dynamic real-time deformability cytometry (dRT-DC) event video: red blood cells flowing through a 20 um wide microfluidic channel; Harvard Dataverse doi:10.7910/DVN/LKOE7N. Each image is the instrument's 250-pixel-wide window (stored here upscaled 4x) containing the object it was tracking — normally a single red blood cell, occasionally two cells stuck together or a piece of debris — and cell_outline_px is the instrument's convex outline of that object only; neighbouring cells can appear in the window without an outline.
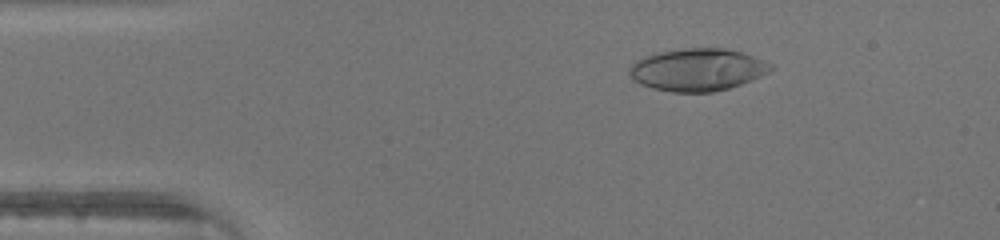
{"species": "human", "species_latin": "Homo sapiens", "temperature_condition": "warm", "stored_images_in_passage": 41, "camera_frame_rate_fps": 3000, "um_per_image_px": 0.085, "donor": {"sex": "male"}, "frame": {"image": 1, "passage_image": 2, "time_ms": 0.333, "image_size_px": [1000, 240], "cell_outline_px": [[772, 68], [768, 72], [752, 80], [728, 88], [712, 92], [672, 92], [652, 88], [640, 84], [628, 72], [628, 68], [636, 60], [644, 56], [660, 52], [680, 48], [724, 48], [740, 52], [752, 56], [772, 64]], "centroid_in_image_um": [59.26, 5.92], "position_along_channel_um": 25.7, "area_um2": 34.68}}
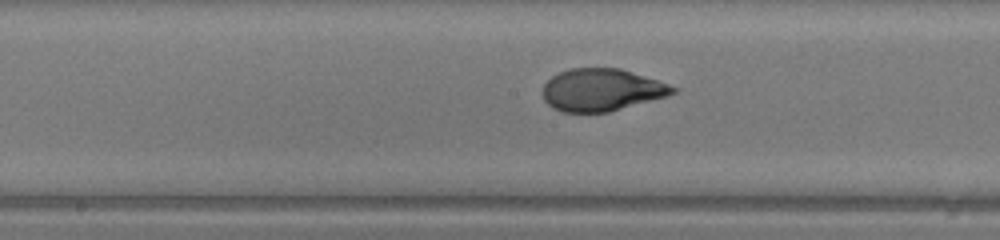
{"frame": {"image": 2, "passage_image": 18, "time_ms": 5.667, "image_size_px": [1000, 240], "cell_outline_px": [[676, 92], [668, 96], [608, 112], [564, 112], [552, 108], [544, 100], [540, 92], [544, 84], [552, 76], [568, 68], [620, 68], [668, 84], [676, 88]], "centroid_in_image_um": [51.09, 7.64], "position_along_channel_um": 197.1, "area_um2": 32.08}}
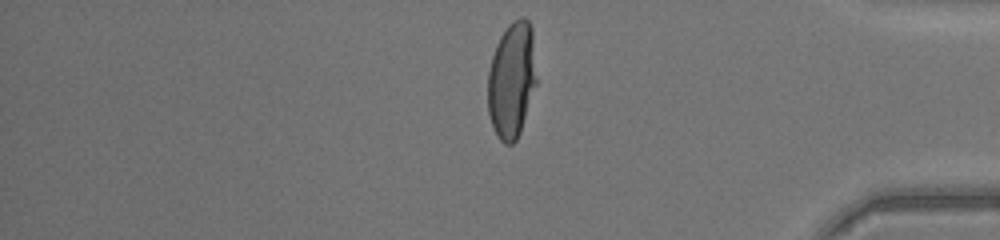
{"frame": {"image": 3, "passage_image": 33, "time_ms": 10.667, "image_size_px": [1000, 240], "cell_outline_px": [[536, 84], [520, 132], [516, 140], [512, 144], [504, 144], [500, 140], [492, 124], [488, 112], [488, 72], [492, 56], [496, 44], [500, 36], [508, 24], [512, 20], [520, 16], [524, 16], [528, 20], [532, 28], [536, 80]], "centroid_in_image_um": [43.49, 6.76], "position_along_channel_um": 391.7, "area_um2": 32.89}}